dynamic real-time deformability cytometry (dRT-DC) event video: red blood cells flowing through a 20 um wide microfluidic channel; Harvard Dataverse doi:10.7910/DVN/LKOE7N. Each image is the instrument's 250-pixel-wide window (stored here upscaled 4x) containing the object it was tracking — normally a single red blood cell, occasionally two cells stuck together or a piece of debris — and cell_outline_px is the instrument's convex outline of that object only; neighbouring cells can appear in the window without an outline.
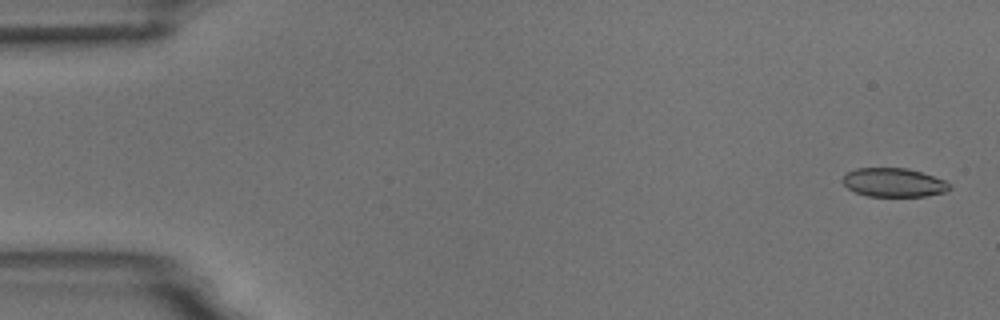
{"species": "common noctule bat (a hibernating species)", "species_latin": "Nyctalus noctula", "temperature_condition": "room temperature", "stored_images_in_passage": 5, "camera_frame_rate_fps": 3000, "um_per_image_px": 0.085, "animal": {"sex": "male", "body_mass_g": 18.8}, "frame": {"image": 1, "passage_image": 1, "time_ms": 0.0, "image_size_px": [1000, 320], "cell_outline_px": [[952, 188], [944, 192], [928, 196], [868, 196], [856, 192], [848, 188], [840, 180], [848, 172], [856, 168], [908, 168], [944, 180]], "centroid_in_image_um": [75.95, 15.51], "position_along_channel_um": 9.1, "area_um2": 17.8}}